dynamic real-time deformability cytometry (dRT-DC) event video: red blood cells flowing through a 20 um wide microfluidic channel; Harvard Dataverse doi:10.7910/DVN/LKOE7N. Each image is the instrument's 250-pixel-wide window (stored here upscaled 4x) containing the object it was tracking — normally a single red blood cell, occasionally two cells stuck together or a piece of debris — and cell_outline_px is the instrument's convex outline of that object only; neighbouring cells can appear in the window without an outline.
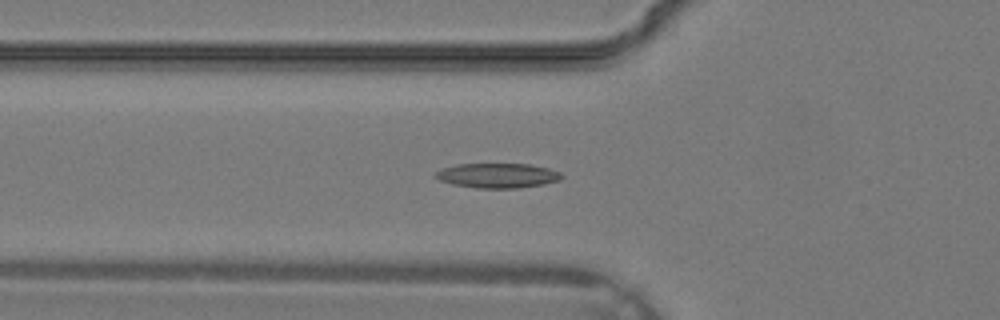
{"species": "common noctule bat (a hibernating species)", "species_latin": "Nyctalus noctula", "temperature_condition": "warm", "stored_images_in_passage": 27, "camera_frame_rate_fps": 3000, "um_per_image_px": 0.085, "animal": {"sex": "male", "body_mass_g": 19.2, "forearm_length_mm": 51.8}, "frame": {"image": 1, "passage_image": 3, "time_ms": 0.667, "image_size_px": [1000, 320], "cell_outline_px": [[564, 176], [560, 180], [544, 184], [520, 188], [476, 188], [452, 184], [440, 180], [432, 176], [440, 168], [456, 164], [532, 164], [548, 168], [560, 172]], "centroid_in_image_um": [42.28, 14.92], "position_along_channel_um": 83.5, "area_um2": 18.38}}
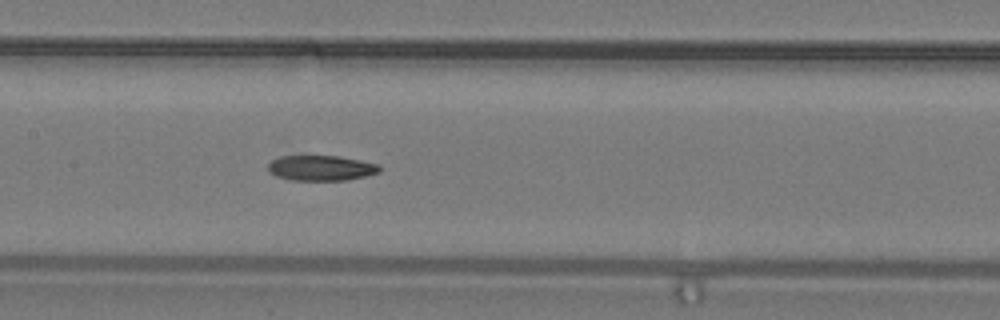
{"frame": {"image": 2, "passage_image": 8, "time_ms": 2.333, "image_size_px": [1000, 320], "cell_outline_px": [[380, 172], [348, 180], [292, 180], [276, 176], [268, 168], [268, 164], [272, 160], [280, 156], [340, 156], [380, 164]], "centroid_in_image_um": [27.32, 14.27], "position_along_channel_um": 180.1, "area_um2": 16.36}}
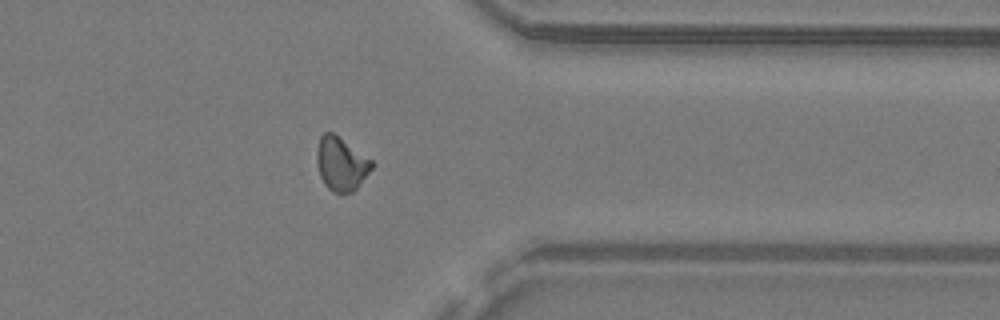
{"frame": {"image": 3, "passage_image": 19, "time_ms": 6.0, "image_size_px": [1000, 320], "cell_outline_px": [[376, 164], [356, 188], [352, 192], [332, 192], [324, 184], [320, 176], [316, 164], [316, 148], [320, 136], [324, 132], [332, 132], [372, 160]], "centroid_in_image_um": [28.98, 13.92], "position_along_channel_um": 382.4, "area_um2": 17.17}}